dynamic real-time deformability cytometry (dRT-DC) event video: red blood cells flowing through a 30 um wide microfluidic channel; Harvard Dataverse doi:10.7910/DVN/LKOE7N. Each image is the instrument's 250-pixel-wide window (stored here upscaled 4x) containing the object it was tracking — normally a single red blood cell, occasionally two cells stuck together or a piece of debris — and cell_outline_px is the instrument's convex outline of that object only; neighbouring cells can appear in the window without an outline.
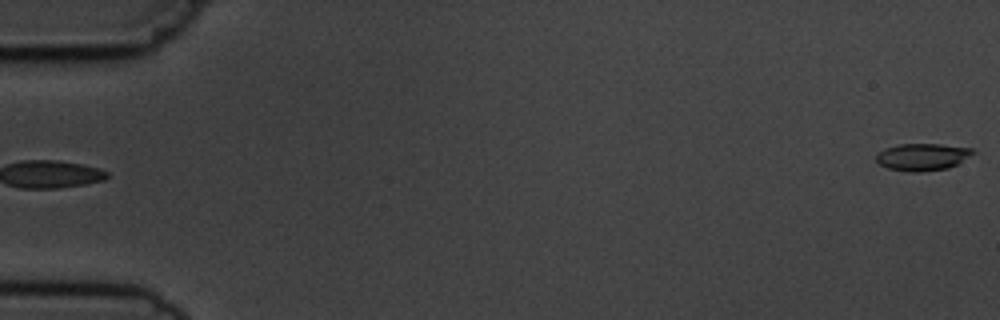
{"species": "common noctule bat (a hibernating species)", "species_latin": "Nyctalus noctula", "temperature_condition": "cold", "stored_images_in_passage": 2, "segment_of_instrument_passage": [2, 2], "camera_frame_rate_fps": 3000, "um_per_image_px": 0.085, "animal": {"sex": "male", "body_mass_g": 19.5, "forearm_length_mm": 54.6}, "frame": {"image": 1, "passage_image": 2, "time_ms": 1.333, "image_size_px": [1000, 320], "cell_outline_px": [[976, 152], [956, 164], [948, 168], [920, 172], [908, 172], [888, 168], [880, 164], [876, 160], [876, 156], [884, 148], [900, 144], [940, 144], [972, 148]], "centroid_in_image_um": [78.4, 13.33], "position_along_channel_um": 6.6, "area_um2": 15.2}}